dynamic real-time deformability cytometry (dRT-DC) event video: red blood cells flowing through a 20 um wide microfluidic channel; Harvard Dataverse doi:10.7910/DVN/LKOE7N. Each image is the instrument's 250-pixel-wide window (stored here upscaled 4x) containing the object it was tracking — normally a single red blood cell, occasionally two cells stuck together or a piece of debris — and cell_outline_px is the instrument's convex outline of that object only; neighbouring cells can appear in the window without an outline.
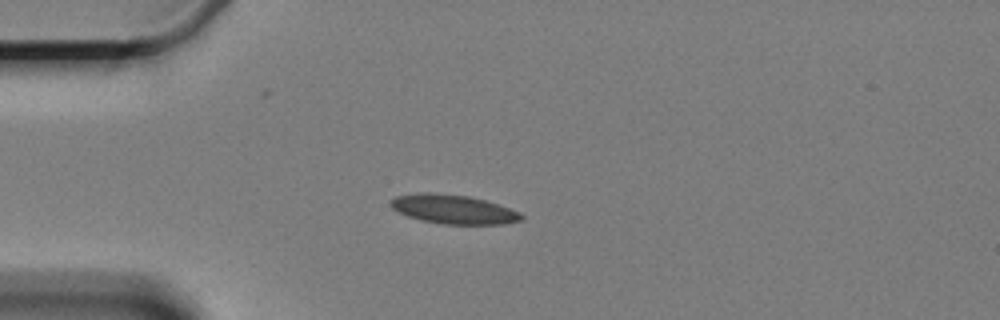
{"species": "Egyptian fruit bat (a non-hibernating species)", "species_latin": "Rousettus aegyptiacus", "temperature_condition": "cold", "stored_images_in_passage": 1, "camera_frame_rate_fps": 3000, "um_per_image_px": 0.085, "animal": {"sex": "female"}, "frame": {"image": 1, "passage_image": 1, "time_ms": 0.0, "image_size_px": [1000, 320], "cell_outline_px": [[524, 220], [504, 224], [444, 224], [420, 220], [408, 216], [392, 208], [388, 204], [388, 200], [396, 196], [420, 192], [428, 192], [468, 196], [484, 200], [520, 212], [524, 216]], "centroid_in_image_um": [38.51, 17.79], "position_along_channel_um": 46.5, "area_um2": 22.14}}